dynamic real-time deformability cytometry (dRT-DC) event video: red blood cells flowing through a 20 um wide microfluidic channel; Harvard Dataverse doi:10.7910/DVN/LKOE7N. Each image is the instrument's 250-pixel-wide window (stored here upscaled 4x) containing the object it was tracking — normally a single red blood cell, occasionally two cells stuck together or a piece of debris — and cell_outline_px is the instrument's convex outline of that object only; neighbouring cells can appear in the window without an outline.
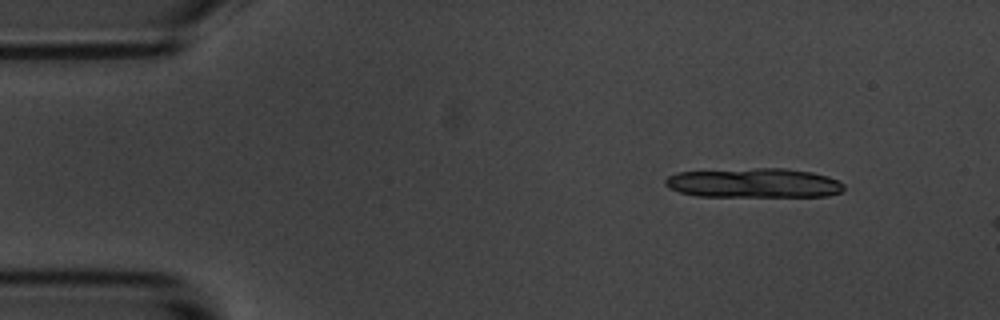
{"species": "common noctule bat (a hibernating species)", "species_latin": "Nyctalus noctula", "temperature_condition": "room temperature", "stored_images_in_passage": 3, "camera_frame_rate_fps": 3000, "um_per_image_px": 0.085, "animal": {"sex": "male", "body_mass_g": 20.1, "forearm_length_mm": 53.5}, "frame": {"image": 1, "passage_image": 1, "time_ms": 0.0, "image_size_px": [1000, 320], "cell_outline_px": [[844, 188], [840, 192], [828, 196], [696, 196], [680, 192], [668, 188], [664, 184], [664, 180], [668, 176], [676, 172], [756, 168], [784, 168], [812, 172], [828, 176], [844, 184]], "centroid_in_image_um": [64.05, 15.55], "position_along_channel_um": 20.9, "area_um2": 30.75}}